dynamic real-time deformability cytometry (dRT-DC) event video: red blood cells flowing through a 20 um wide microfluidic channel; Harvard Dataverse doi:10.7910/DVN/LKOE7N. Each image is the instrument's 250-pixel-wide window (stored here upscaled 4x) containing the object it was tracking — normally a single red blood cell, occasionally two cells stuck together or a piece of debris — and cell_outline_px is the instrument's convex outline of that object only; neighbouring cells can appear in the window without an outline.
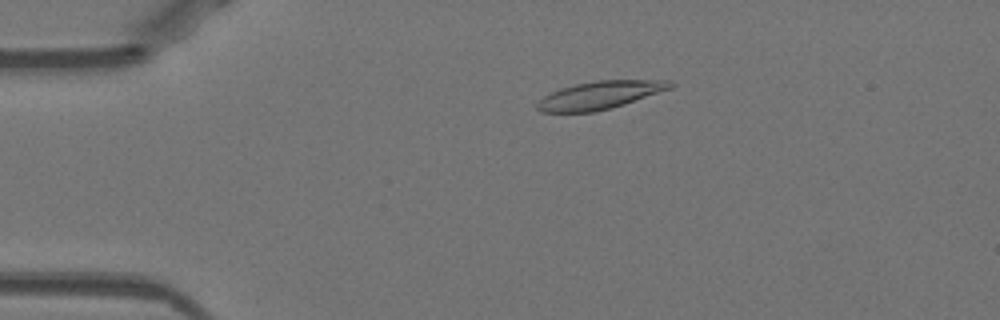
{"species": "Egyptian fruit bat (a non-hibernating species)", "species_latin": "Rousettus aegyptiacus", "temperature_condition": "warm", "stored_images_in_passage": 52, "camera_frame_rate_fps": 3000, "um_per_image_px": 0.085, "animal": {"sex": "female"}, "frame": {"image": 1, "passage_image": 11, "time_ms": 3.333, "image_size_px": [1000, 320], "cell_outline_px": [[676, 84], [672, 88], [624, 104], [592, 112], [540, 112], [536, 108], [536, 104], [544, 96], [560, 88], [576, 84], [596, 80], [672, 80]], "centroid_in_image_um": [51.01, 8.07], "position_along_channel_um": 34.0, "area_um2": 21.5}}
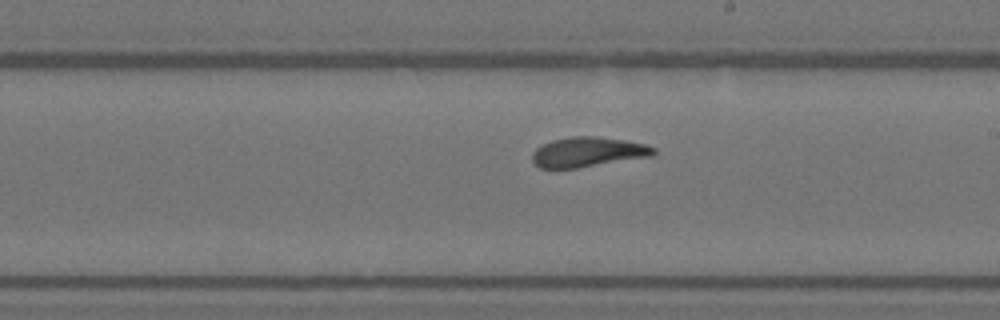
{"frame": {"image": 2, "passage_image": 30, "time_ms": 9.667, "image_size_px": [1000, 320], "cell_outline_px": [[656, 152], [652, 156], [576, 168], [540, 168], [532, 160], [532, 152], [536, 148], [552, 140], [572, 136], [596, 136], [624, 140], [644, 144], [656, 148]], "centroid_in_image_um": [49.97, 12.92], "position_along_channel_um": 239.0, "area_um2": 20.98}}
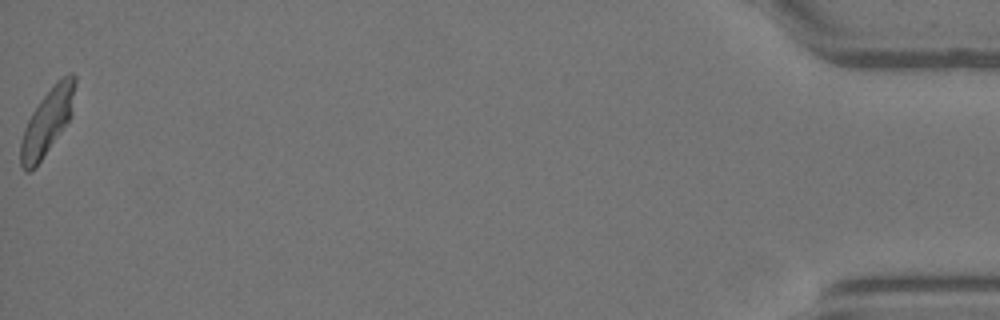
{"frame": {"image": 3, "passage_image": 52, "time_ms": 17.0, "image_size_px": [1000, 320], "cell_outline_px": [[76, 84], [72, 116], [36, 168], [28, 172], [24, 172], [20, 164], [20, 144], [24, 128], [32, 112], [40, 100], [56, 80], [68, 72], [72, 72], [76, 76]], "centroid_in_image_um": [4.04, 10.33], "position_along_channel_um": 431.2, "area_um2": 21.27}, "authors_computed_cell_mechanics": {"area_um2": 21.4727, "velocity_mm_per_s": 3.9426, "shape_relaxation_time_tau1_ms": 10.635, "shape_relaxation_time_tau2_ms": 1.39, "deformation_change_tau1": 0.2703, "deformation_change_tau2": 0.0875}}